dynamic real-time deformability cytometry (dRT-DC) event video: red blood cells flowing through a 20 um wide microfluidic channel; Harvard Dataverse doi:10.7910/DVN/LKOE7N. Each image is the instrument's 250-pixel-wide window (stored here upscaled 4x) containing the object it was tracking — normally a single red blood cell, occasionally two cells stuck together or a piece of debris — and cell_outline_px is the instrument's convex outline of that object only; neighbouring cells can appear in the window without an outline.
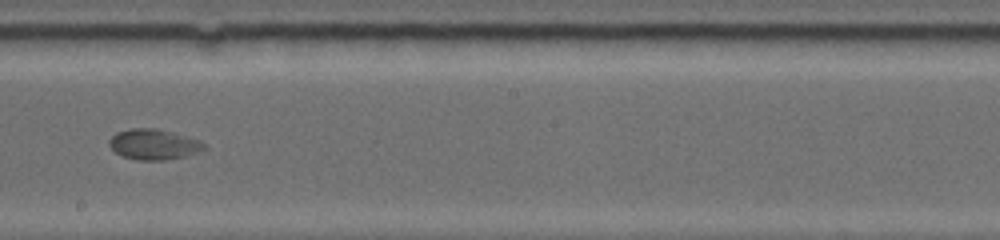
{"species": "common noctule bat (a hibernating species)", "species_latin": "Nyctalus noctula", "temperature_condition": "warm", "stored_images_in_passage": 24, "camera_frame_rate_fps": 5000, "um_per_image_px": 0.085, "animal": {"sex": "female", "body_mass_g": 19.0, "forearm_length_mm": 53.3}, "frame": {"image": 1, "passage_image": 8, "time_ms": 5.4, "image_size_px": [1000, 240], "cell_outline_px": [[204, 148], [196, 152], [184, 156], [164, 160], [140, 160], [124, 156], [116, 152], [108, 144], [108, 140], [116, 132], [132, 128], [156, 128], [172, 132], [200, 140], [204, 144]], "centroid_in_image_um": [13.03, 12.25], "position_along_channel_um": 235.2, "area_um2": 16.59}}